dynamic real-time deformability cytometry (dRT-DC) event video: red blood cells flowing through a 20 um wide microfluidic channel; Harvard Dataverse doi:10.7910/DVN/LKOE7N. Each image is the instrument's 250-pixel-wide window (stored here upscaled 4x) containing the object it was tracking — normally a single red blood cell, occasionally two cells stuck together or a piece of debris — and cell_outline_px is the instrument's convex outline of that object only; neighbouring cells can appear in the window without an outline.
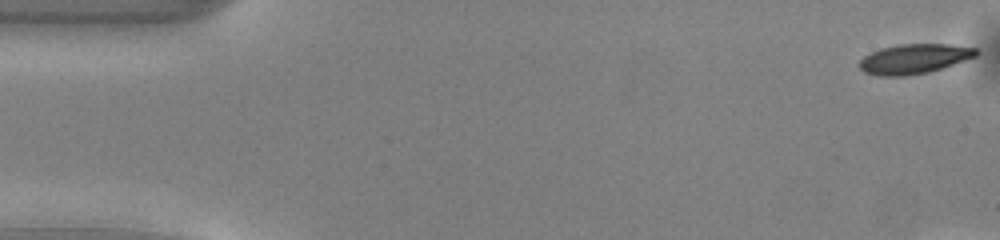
{"species": "common noctule bat (a hibernating species)", "species_latin": "Nyctalus noctula", "temperature_condition": "warm", "stored_images_in_passage": 12, "camera_frame_rate_fps": 3000, "um_per_image_px": 0.085, "animal": {"sex": "male", "body_mass_g": 13.0, "forearm_length_mm": 53.1}, "frame": {"image": 1, "passage_image": 1, "time_ms": 0.0, "image_size_px": [1000, 240], "cell_outline_px": [[980, 52], [976, 56], [928, 72], [904, 76], [876, 76], [864, 72], [860, 68], [860, 60], [864, 56], [880, 48], [900, 44], [948, 44], [976, 48]], "centroid_in_image_um": [77.68, 5.0], "position_along_channel_um": 7.3, "area_um2": 20.06}}